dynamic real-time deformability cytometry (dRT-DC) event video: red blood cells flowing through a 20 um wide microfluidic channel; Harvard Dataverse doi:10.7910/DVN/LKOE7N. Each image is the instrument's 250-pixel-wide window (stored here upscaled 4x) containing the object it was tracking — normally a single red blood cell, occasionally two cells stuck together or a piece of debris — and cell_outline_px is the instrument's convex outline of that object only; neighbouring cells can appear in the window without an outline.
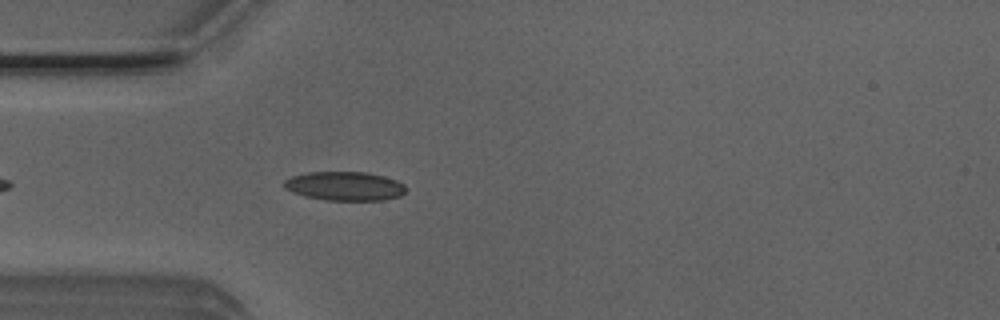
{"species": "Egyptian fruit bat (a non-hibernating species)", "species_latin": "Rousettus aegyptiacus", "temperature_condition": "room temperature", "stored_images_in_passage": 5, "camera_frame_rate_fps": 3000, "um_per_image_px": 0.085, "animal": {"sex": "male"}, "frame": {"image": 1, "passage_image": 5, "time_ms": 1.333, "image_size_px": [1000, 320], "cell_outline_px": [[408, 188], [400, 196], [384, 200], [324, 200], [304, 196], [292, 192], [284, 188], [280, 184], [284, 180], [292, 176], [308, 172], [368, 172], [384, 176], [396, 180], [404, 184]], "centroid_in_image_um": [29.28, 15.81], "position_along_channel_um": 55.7, "area_um2": 20.81}}